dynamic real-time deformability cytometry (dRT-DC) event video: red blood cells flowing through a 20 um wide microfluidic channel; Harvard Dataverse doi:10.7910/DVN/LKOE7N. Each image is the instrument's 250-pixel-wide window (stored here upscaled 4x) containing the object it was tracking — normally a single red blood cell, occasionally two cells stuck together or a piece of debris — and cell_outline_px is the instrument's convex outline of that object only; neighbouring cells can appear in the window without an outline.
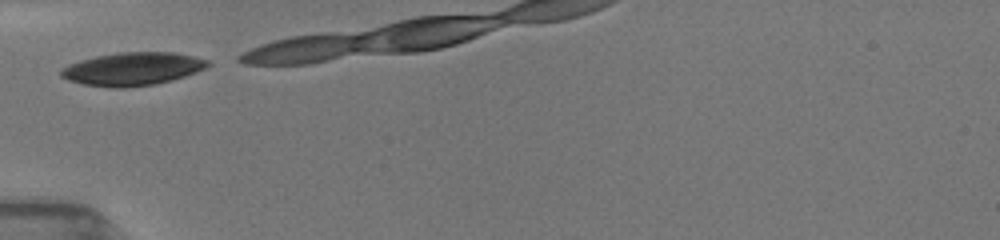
{"species": "common noctule bat (a hibernating species)", "species_latin": "Nyctalus noctula", "temperature_condition": "room temperature", "stored_images_in_passage": 7, "camera_frame_rate_fps": 3000, "um_per_image_px": 0.085, "animal": {"sex": "female", "body_mass_g": 19.5, "forearm_length_mm": 54.1}, "frame": {"image": 1, "passage_image": 1, "time_ms": 0.0, "image_size_px": [1000, 240], "cell_outline_px": [[212, 64], [196, 72], [172, 80], [156, 84], [124, 88], [116, 88], [84, 84], [68, 80], [60, 76], [60, 68], [68, 64], [80, 60], [96, 56], [120, 52], [176, 52], [208, 60]], "centroid_in_image_um": [11.25, 5.85], "position_along_channel_um": 73.7, "area_um2": 28.32}}